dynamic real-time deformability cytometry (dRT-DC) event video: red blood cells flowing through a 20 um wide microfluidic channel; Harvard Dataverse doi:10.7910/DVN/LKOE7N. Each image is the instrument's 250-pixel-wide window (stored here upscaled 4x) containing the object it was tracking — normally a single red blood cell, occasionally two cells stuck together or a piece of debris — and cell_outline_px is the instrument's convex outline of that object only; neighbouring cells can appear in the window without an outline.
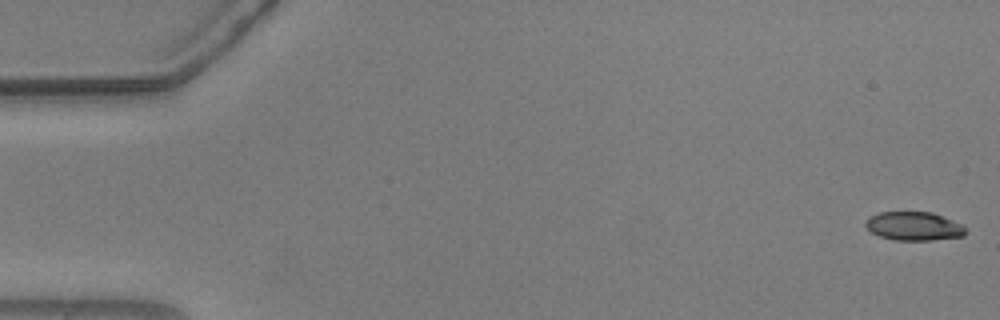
{"species": "common noctule bat (a hibernating species)", "species_latin": "Nyctalus noctula", "temperature_condition": "warm", "stored_images_in_passage": 56, "camera_frame_rate_fps": 3000, "um_per_image_px": 0.085, "animal": {"sex": "male", "body_mass_g": 20.5, "forearm_length_mm": 52.5}, "frame": {"image": 1, "passage_image": 1, "time_ms": 0.0, "image_size_px": [1000, 320], "cell_outline_px": [[964, 236], [932, 240], [892, 240], [880, 236], [872, 232], [864, 224], [872, 216], [880, 212], [932, 212], [960, 224], [964, 228]], "centroid_in_image_um": [77.66, 19.23], "position_along_channel_um": 7.3, "area_um2": 16.36}}
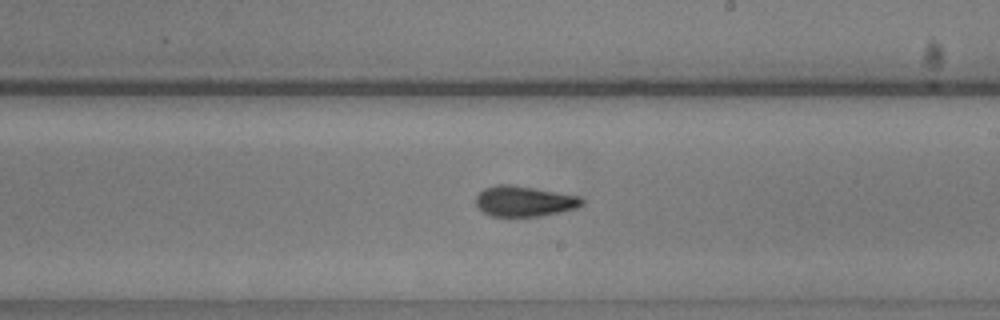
{"frame": {"image": 2, "passage_image": 32, "time_ms": 10.333, "image_size_px": [1000, 320], "cell_outline_px": [[584, 204], [576, 208], [560, 212], [540, 216], [492, 216], [484, 212], [476, 204], [476, 196], [484, 188], [496, 184], [512, 184], [580, 196], [584, 200]], "centroid_in_image_um": [44.58, 17.09], "position_along_channel_um": 244.4, "area_um2": 18.84}}
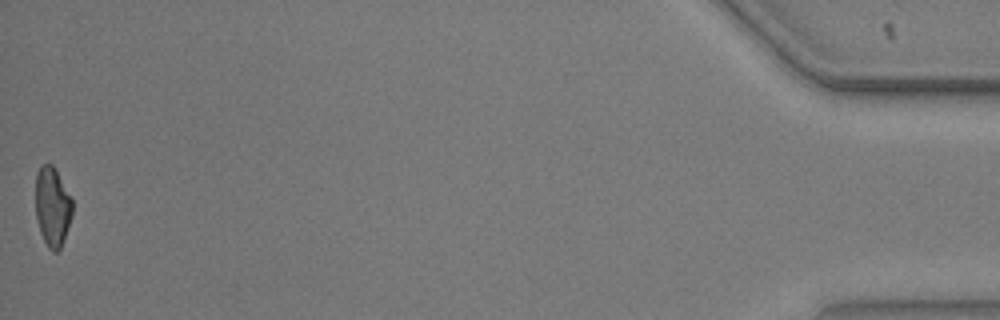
{"frame": {"image": 3, "passage_image": 55, "time_ms": 18.0, "image_size_px": [1000, 320], "cell_outline_px": [[72, 216], [60, 248], [56, 252], [52, 252], [48, 248], [40, 232], [36, 216], [36, 172], [40, 164], [52, 164], [72, 200]], "centroid_in_image_um": [4.44, 17.57], "position_along_channel_um": 430.8, "area_um2": 16.82}}